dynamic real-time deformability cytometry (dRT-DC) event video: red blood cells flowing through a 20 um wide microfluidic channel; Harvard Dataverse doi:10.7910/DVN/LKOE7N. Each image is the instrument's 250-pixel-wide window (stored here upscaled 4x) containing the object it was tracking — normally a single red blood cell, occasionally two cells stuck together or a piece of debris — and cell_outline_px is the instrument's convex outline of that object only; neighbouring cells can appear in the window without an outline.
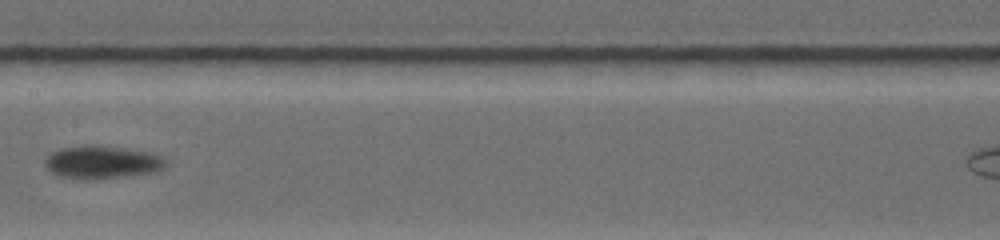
{"species": "common noctule bat (a hibernating species)", "species_latin": "Nyctalus noctula", "temperature_condition": "warm", "stored_images_in_passage": 28, "camera_frame_rate_fps": 4500, "um_per_image_px": 0.085, "animal": {"sex": "female", "body_mass_g": 19.0, "forearm_length_mm": 53.3}, "frame": {"image": 1, "passage_image": 9, "time_ms": 4.444, "image_size_px": [1000, 240], "cell_outline_px": [[168, 164], [164, 168], [156, 172], [128, 176], [88, 180], [60, 176], [52, 172], [44, 164], [44, 160], [52, 152], [60, 148], [84, 144], [100, 144], [148, 152], [164, 156]], "centroid_in_image_um": [8.71, 13.77], "position_along_channel_um": 198.7, "area_um2": 23.64}}